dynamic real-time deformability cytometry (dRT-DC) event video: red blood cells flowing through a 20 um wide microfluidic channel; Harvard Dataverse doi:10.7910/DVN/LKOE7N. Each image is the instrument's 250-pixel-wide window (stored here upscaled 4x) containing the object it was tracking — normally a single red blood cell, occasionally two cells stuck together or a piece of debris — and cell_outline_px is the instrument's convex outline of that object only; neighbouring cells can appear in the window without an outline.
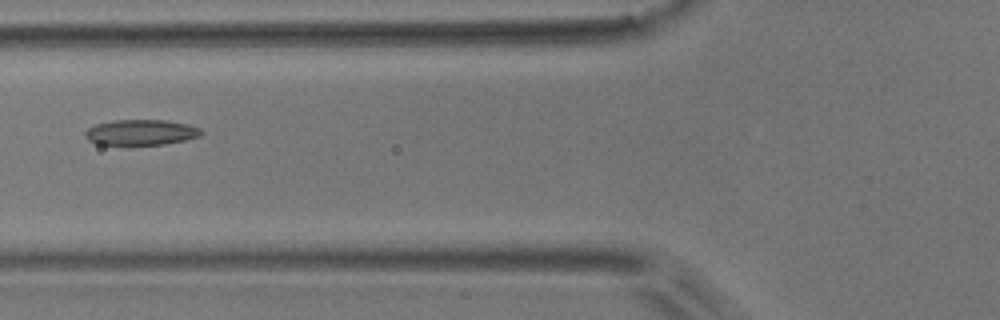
{"species": "common noctule bat (a hibernating species)", "species_latin": "Nyctalus noctula", "temperature_condition": "room temperature", "stored_images_in_passage": 2, "camera_frame_rate_fps": 3000, "um_per_image_px": 0.085, "animal": {"sex": "male", "body_mass_g": 17.9}, "frame": {"image": 1, "passage_image": 2, "time_ms": 0.333, "image_size_px": [1000, 320], "cell_outline_px": [[204, 132], [200, 136], [184, 140], [164, 144], [96, 144], [88, 140], [84, 136], [84, 132], [88, 128], [96, 124], [116, 120], [168, 120], [188, 124], [200, 128]], "centroid_in_image_um": [11.99, 11.24], "position_along_channel_um": 113.8, "area_um2": 17.22}}